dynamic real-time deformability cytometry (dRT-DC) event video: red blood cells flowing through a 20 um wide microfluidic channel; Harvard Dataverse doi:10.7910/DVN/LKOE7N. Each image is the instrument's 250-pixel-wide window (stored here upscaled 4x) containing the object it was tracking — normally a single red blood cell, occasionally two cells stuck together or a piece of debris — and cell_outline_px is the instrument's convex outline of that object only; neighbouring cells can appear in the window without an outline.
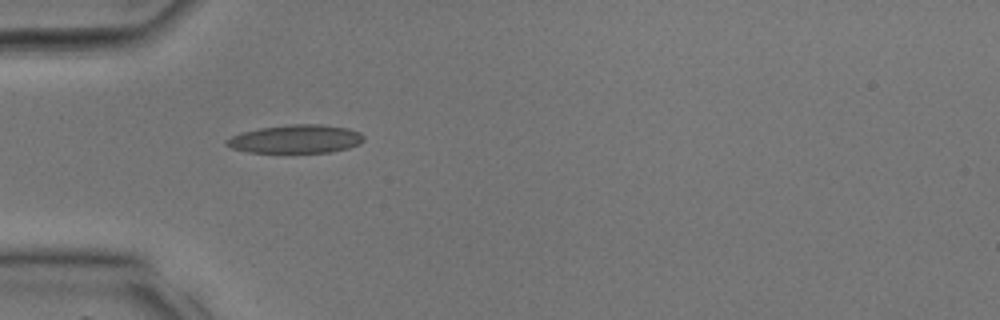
{"species": "common noctule bat (a hibernating species)", "species_latin": "Nyctalus noctula", "temperature_condition": "room temperature", "stored_images_in_passage": 3, "camera_frame_rate_fps": 3000, "um_per_image_px": 0.085, "animal": {"sex": "male", "body_mass_g": 17.9, "forearm_length_mm": 54.2}, "frame": {"image": 1, "passage_image": 1, "time_ms": 0.0, "image_size_px": [1000, 320], "cell_outline_px": [[364, 140], [360, 144], [348, 148], [332, 152], [248, 152], [232, 148], [224, 144], [224, 140], [240, 132], [260, 128], [292, 124], [320, 124], [348, 128], [360, 132], [364, 136]], "centroid_in_image_um": [25.14, 11.81], "position_along_channel_um": 59.9, "area_um2": 22.77}}